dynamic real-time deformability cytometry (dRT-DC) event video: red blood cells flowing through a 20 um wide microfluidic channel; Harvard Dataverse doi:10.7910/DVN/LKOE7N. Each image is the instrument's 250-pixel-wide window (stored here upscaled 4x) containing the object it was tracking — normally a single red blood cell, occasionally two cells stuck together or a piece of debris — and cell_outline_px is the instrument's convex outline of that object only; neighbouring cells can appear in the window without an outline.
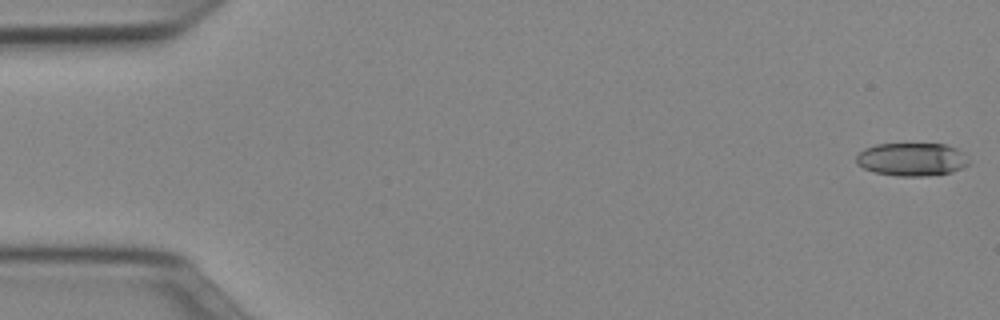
{"species": "Egyptian fruit bat (a non-hibernating species)", "species_latin": "Rousettus aegyptiacus", "temperature_condition": "cold", "stored_images_in_passage": 51, "camera_frame_rate_fps": 3000, "um_per_image_px": 0.085, "animal": {"sex": "female"}, "frame": {"image": 1, "passage_image": 1, "time_ms": 0.0, "image_size_px": [1000, 320], "cell_outline_px": [[968, 164], [952, 172], [928, 176], [896, 176], [872, 172], [856, 164], [856, 156], [864, 148], [876, 144], [944, 144], [956, 148], [968, 160]], "centroid_in_image_um": [77.44, 13.55], "position_along_channel_um": 7.6, "area_um2": 21.68}}
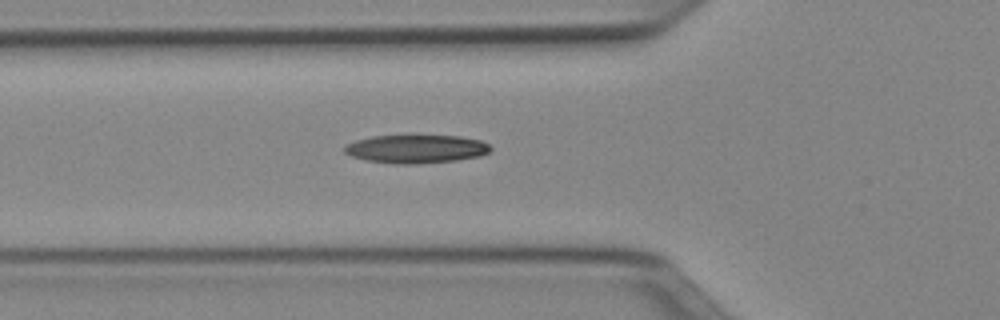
{"frame": {"image": 2, "passage_image": 18, "time_ms": 5.667, "image_size_px": [1000, 320], "cell_outline_px": [[492, 148], [488, 152], [480, 156], [456, 160], [416, 164], [396, 164], [368, 160], [352, 156], [344, 152], [344, 148], [348, 144], [356, 140], [372, 136], [408, 132], [416, 132], [460, 136], [480, 140], [488, 144]], "centroid_in_image_um": [35.38, 12.59], "position_along_channel_um": 90.4, "area_um2": 25.26}}
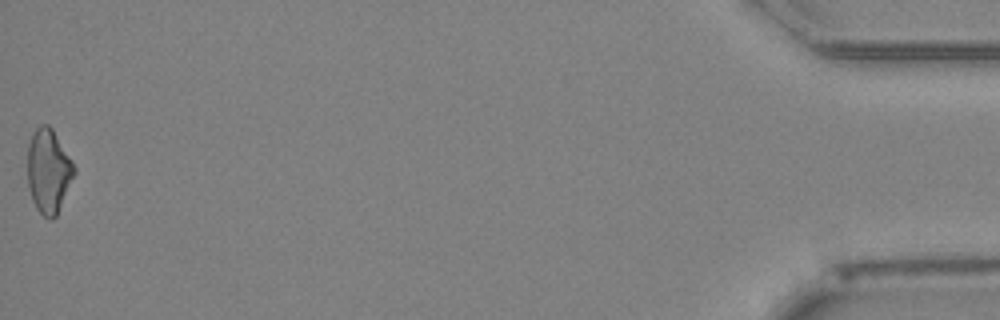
{"frame": {"image": 3, "passage_image": 51, "time_ms": 16.667, "image_size_px": [1000, 320], "cell_outline_px": [[76, 172], [56, 216], [52, 220], [48, 220], [36, 208], [32, 200], [28, 184], [28, 144], [36, 128], [40, 124], [48, 124], [52, 128], [72, 160], [76, 168]], "centroid_in_image_um": [4.13, 14.54], "position_along_channel_um": 431.1, "area_um2": 22.83}, "authors_computed_cell_mechanics": {"area_um2": 22.8888, "velocity_mm_per_s": 3.9946, "shape_relaxation_time_tau1_ms": 9.2967, "shape_relaxation_time_tau2_ms": null, "deformation_change_tau1": 0.2058, "deformation_change_tau2": null}}